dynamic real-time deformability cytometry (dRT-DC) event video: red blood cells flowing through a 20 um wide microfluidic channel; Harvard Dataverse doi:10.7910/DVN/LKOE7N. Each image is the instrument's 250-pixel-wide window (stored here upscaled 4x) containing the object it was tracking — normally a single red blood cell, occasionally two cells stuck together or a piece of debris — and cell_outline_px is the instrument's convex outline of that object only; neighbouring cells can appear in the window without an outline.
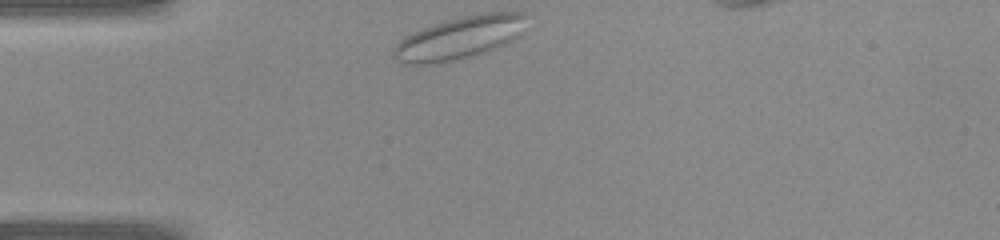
{"species": "common noctule bat (a hibernating species)", "species_latin": "Nyctalus noctula", "temperature_condition": "warm", "stored_images_in_passage": 25, "camera_frame_rate_fps": 3000, "um_per_image_px": 0.085, "animal": {"sex": "female", "body_mass_g": 22.0, "forearm_length_mm": 56.7}, "frame": {"image": 1, "passage_image": 1, "time_ms": 0.0, "image_size_px": [1000, 240], "cell_outline_px": [[528, 12], [520, 36], [504, 44], [468, 56], [452, 60], [424, 64], [404, 64], [396, 60], [392, 56], [392, 48], [404, 36], [424, 28], [448, 20], [464, 16], [488, 12]], "centroid_in_image_um": [39.04, 3.2], "position_along_channel_um": 46.0, "area_um2": 32.37}}
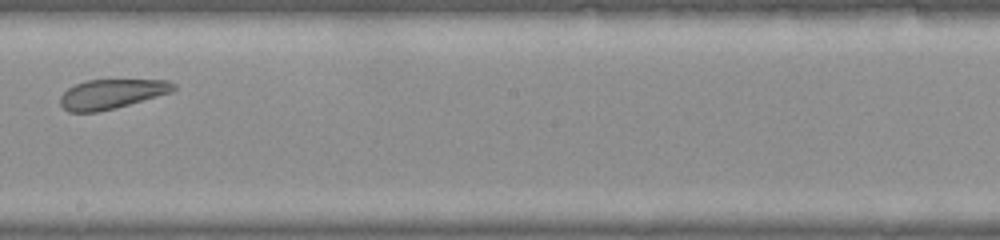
{"frame": {"image": 2, "passage_image": 14, "time_ms": 4.333, "image_size_px": [1000, 240], "cell_outline_px": [[176, 88], [172, 92], [116, 108], [96, 112], [68, 112], [60, 104], [60, 96], [68, 88], [76, 84], [88, 80], [168, 80], [176, 84]], "centroid_in_image_um": [9.49, 7.99], "position_along_channel_um": 238.7, "area_um2": 19.48}}
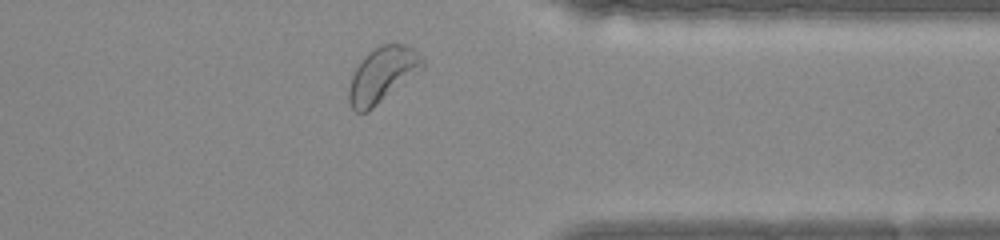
{"frame": {"image": 3, "passage_image": 23, "time_ms": 7.333, "image_size_px": [1000, 240], "cell_outline_px": [[424, 68], [368, 112], [356, 112], [352, 108], [348, 100], [348, 88], [352, 76], [360, 60], [368, 52], [380, 44], [408, 44], [416, 48], [424, 56]], "centroid_in_image_um": [32.53, 6.32], "position_along_channel_um": 378.9, "area_um2": 24.04}}